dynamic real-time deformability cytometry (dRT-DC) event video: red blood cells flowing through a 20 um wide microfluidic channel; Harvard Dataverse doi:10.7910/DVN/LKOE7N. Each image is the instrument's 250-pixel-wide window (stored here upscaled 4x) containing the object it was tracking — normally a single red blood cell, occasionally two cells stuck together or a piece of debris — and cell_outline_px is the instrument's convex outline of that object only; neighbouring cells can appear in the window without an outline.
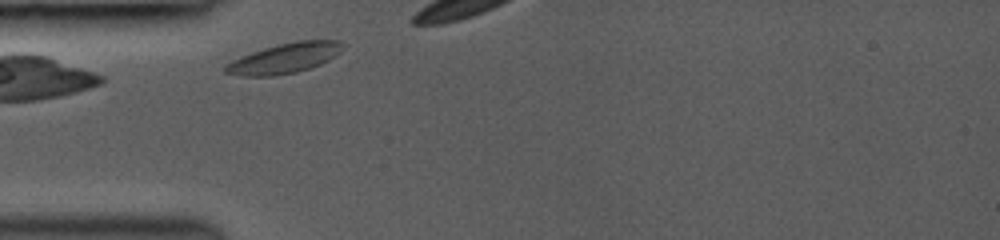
{"species": "common noctule bat (a hibernating species)", "species_latin": "Nyctalus noctula", "temperature_condition": "room temperature", "stored_images_in_passage": 4, "camera_frame_rate_fps": 3000, "um_per_image_px": 0.085, "animal": {"sex": "female", "body_mass_g": 19.0, "forearm_length_mm": 53.3}, "frame": {"image": 1, "passage_image": 1, "time_ms": 0.0, "image_size_px": [1000, 240], "cell_outline_px": [[344, 48], [340, 52], [328, 60], [320, 64], [296, 72], [272, 76], [240, 76], [224, 72], [224, 64], [240, 56], [264, 48], [296, 40], [340, 40], [344, 44]], "centroid_in_image_um": [24.17, 4.94], "position_along_channel_um": 60.8, "area_um2": 20.58}}